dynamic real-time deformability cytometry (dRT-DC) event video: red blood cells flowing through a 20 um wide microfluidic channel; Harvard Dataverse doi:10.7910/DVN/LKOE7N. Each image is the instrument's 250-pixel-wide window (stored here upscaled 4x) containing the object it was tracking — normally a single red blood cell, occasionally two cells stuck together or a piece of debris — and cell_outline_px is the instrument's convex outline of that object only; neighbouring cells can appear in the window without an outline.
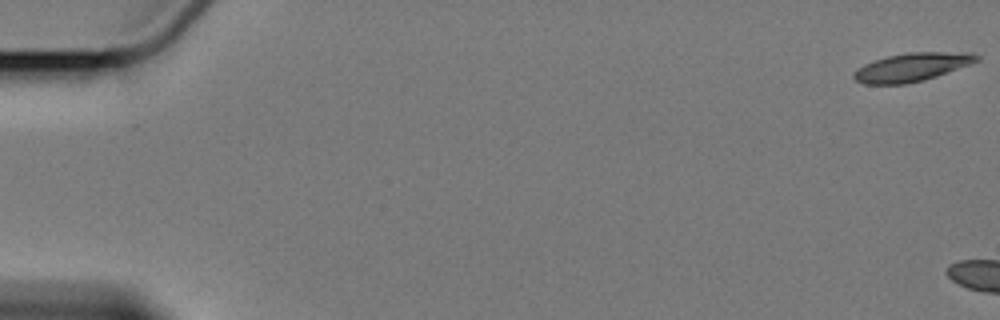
{"species": "Egyptian fruit bat (a non-hibernating species)", "species_latin": "Rousettus aegyptiacus", "temperature_condition": "cold", "stored_images_in_passage": 2, "camera_frame_rate_fps": 3000, "um_per_image_px": 0.085, "animal": {"sex": "female"}, "frame": {"image": 1, "passage_image": 1, "time_ms": 0.0, "image_size_px": [1000, 320], "cell_outline_px": [[980, 60], [936, 76], [924, 80], [904, 84], [864, 84], [856, 80], [852, 76], [852, 72], [864, 64], [888, 56], [908, 52], [972, 52], [980, 56]], "centroid_in_image_um": [77.51, 5.7], "position_along_channel_um": 7.5, "area_um2": 20.23}}